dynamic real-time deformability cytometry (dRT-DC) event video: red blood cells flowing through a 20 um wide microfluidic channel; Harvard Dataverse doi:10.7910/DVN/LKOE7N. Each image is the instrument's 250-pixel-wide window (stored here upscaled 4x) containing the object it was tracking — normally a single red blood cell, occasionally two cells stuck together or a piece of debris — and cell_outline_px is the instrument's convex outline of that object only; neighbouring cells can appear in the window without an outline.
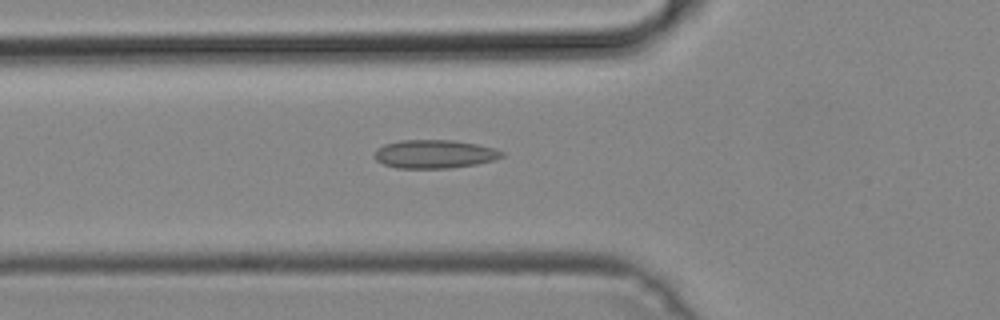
{"species": "common noctule bat (a hibernating species)", "species_latin": "Nyctalus noctula", "temperature_condition": "cold", "stored_images_in_passage": 34, "camera_frame_rate_fps": 3000, "um_per_image_px": 0.085, "animal": {"sex": "male", "body_mass_g": 19.2, "forearm_length_mm": 51.8}, "frame": {"image": 1, "passage_image": 6, "time_ms": 1.667, "image_size_px": [1000, 320], "cell_outline_px": [[504, 156], [492, 160], [476, 164], [452, 168], [396, 168], [384, 164], [376, 160], [372, 156], [376, 148], [384, 144], [400, 140], [452, 140], [476, 144], [496, 148], [504, 152]], "centroid_in_image_um": [36.9, 13.09], "position_along_channel_um": 88.9, "area_um2": 21.27}}
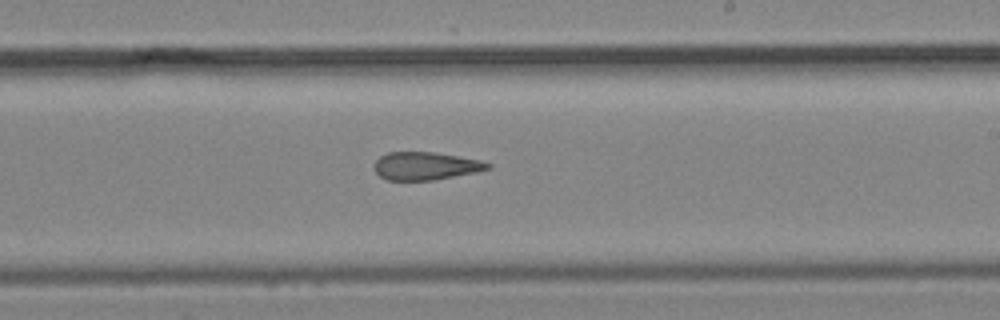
{"frame": {"image": 2, "passage_image": 18, "time_ms": 5.667, "image_size_px": [1000, 320], "cell_outline_px": [[492, 168], [476, 172], [432, 180], [388, 180], [380, 176], [372, 168], [376, 160], [380, 156], [388, 152], [436, 152], [480, 160], [492, 164]], "centroid_in_image_um": [36.17, 14.1], "position_along_channel_um": 252.8, "area_um2": 18.5}}
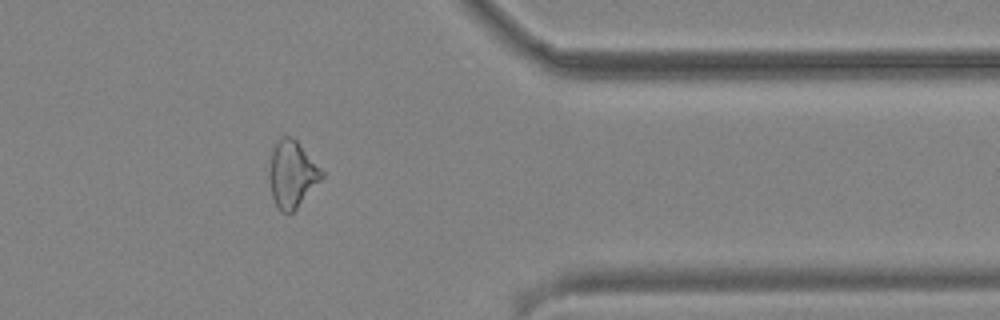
{"frame": {"image": 3, "passage_image": 29, "time_ms": 9.333, "image_size_px": [1000, 320], "cell_outline_px": [[324, 176], [296, 208], [292, 212], [280, 212], [272, 196], [268, 172], [272, 144], [280, 136], [292, 136], [296, 140], [324, 172]], "centroid_in_image_um": [24.78, 14.75], "position_along_channel_um": 386.6, "area_um2": 20.4}}